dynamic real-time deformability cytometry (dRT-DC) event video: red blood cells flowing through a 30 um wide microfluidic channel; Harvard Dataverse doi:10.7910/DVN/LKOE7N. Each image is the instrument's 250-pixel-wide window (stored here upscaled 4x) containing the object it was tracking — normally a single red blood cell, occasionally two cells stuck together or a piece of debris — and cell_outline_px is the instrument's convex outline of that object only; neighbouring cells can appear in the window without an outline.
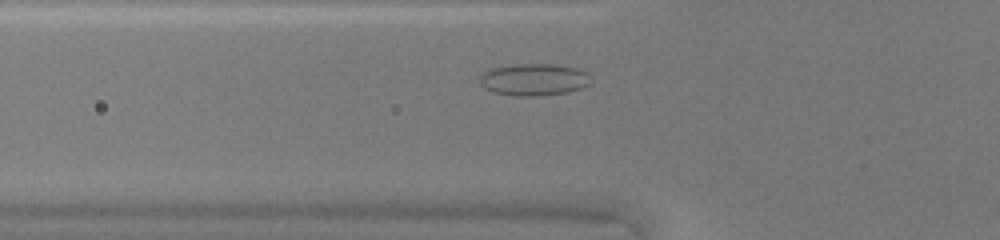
{"species": "common noctule bat (a hibernating species)", "species_latin": "Nyctalus noctula", "temperature_condition": "warm", "stored_images_in_passage": 37, "camera_frame_rate_fps": 3000, "um_per_image_px": 0.085, "animal": {"sex": "female", "body_mass_g": 20.0, "forearm_length_mm": 54.0}, "frame": {"image": 1, "passage_image": 6, "time_ms": 1.667, "image_size_px": [1000, 240], "cell_outline_px": [[592, 76], [588, 84], [580, 88], [568, 92], [540, 96], [516, 96], [492, 92], [484, 88], [480, 84], [480, 76], [484, 72], [492, 68], [512, 64], [556, 64], [576, 68], [588, 72]], "centroid_in_image_um": [45.38, 6.76], "position_along_channel_um": 80.4, "area_um2": 20.92}}
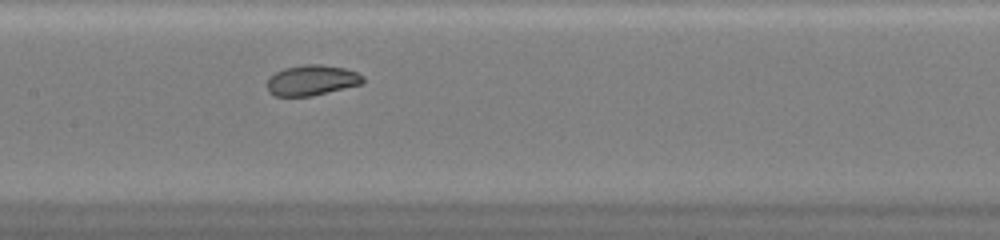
{"frame": {"image": 2, "passage_image": 13, "time_ms": 4.0, "image_size_px": [1000, 240], "cell_outline_px": [[364, 84], [312, 96], [276, 96], [268, 92], [268, 76], [284, 68], [304, 64], [320, 64], [344, 68], [356, 72], [364, 76]], "centroid_in_image_um": [26.52, 6.82], "position_along_channel_um": 180.9, "area_um2": 17.17}}
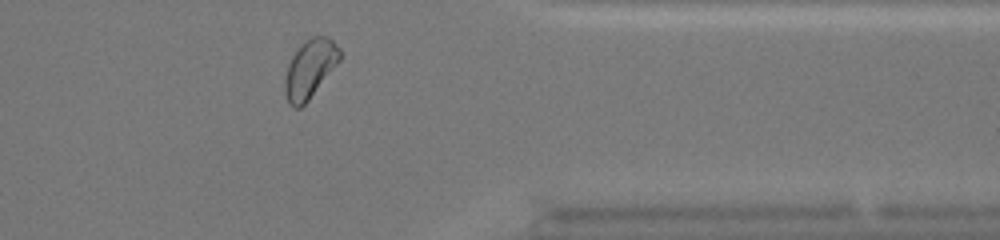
{"frame": {"image": 3, "passage_image": 28, "time_ms": 9.0, "image_size_px": [1000, 240], "cell_outline_px": [[340, 60], [308, 100], [300, 108], [296, 108], [288, 100], [284, 92], [284, 80], [288, 64], [296, 48], [304, 40], [312, 36], [328, 36], [340, 48]], "centroid_in_image_um": [26.33, 5.8], "position_along_channel_um": 385.1, "area_um2": 18.55}, "authors_computed_cell_mechanics": {"area_um2": 18.0914, "velocity_mm_per_s": 4.3004, "shape_relaxation_time_tau1_ms": 3.1482, "shape_relaxation_time_tau2_ms": 1.352, "deformation_change_tau1": 0.0691, "deformation_change_tau2": 0.0631}}